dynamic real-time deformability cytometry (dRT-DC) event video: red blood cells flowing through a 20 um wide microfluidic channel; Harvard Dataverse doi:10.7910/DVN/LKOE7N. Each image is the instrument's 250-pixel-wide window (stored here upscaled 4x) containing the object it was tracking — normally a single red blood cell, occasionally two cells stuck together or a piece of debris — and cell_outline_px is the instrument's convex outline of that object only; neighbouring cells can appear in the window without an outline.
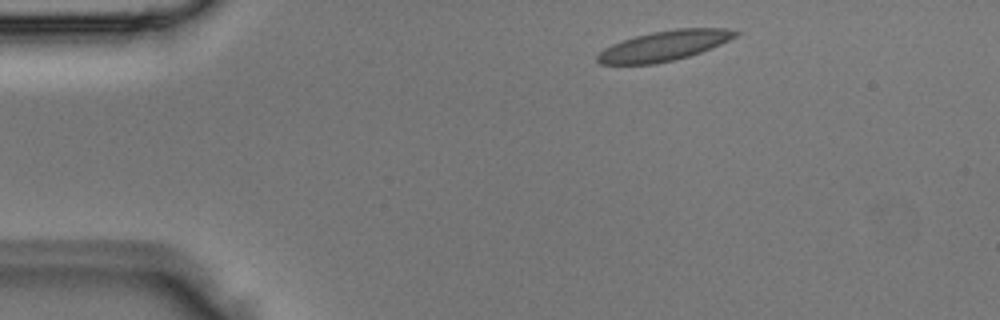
{"species": "Egyptian fruit bat (a non-hibernating species)", "species_latin": "Rousettus aegyptiacus", "temperature_condition": "room temperature", "stored_images_in_passage": 2, "camera_frame_rate_fps": 3000, "um_per_image_px": 0.085, "animal": {"sex": "male"}, "frame": {"image": 1, "passage_image": 1, "time_ms": 0.0, "image_size_px": [1000, 320], "cell_outline_px": [[740, 32], [736, 36], [712, 48], [688, 56], [656, 64], [600, 64], [596, 60], [596, 56], [604, 48], [612, 44], [636, 36], [652, 32], [676, 28], [728, 28]], "centroid_in_image_um": [56.45, 3.89], "position_along_channel_um": 28.5, "area_um2": 23.99}}